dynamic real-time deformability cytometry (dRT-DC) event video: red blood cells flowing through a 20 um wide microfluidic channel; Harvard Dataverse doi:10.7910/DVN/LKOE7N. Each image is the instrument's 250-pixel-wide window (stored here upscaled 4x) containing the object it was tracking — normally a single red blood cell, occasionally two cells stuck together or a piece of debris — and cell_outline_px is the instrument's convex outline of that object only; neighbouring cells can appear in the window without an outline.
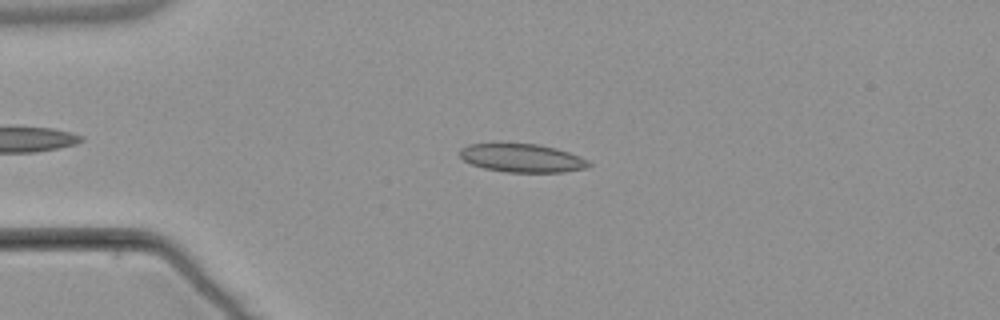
{"species": "common noctule bat (a hibernating species)", "species_latin": "Nyctalus noctula", "temperature_condition": "warm", "stored_images_in_passage": 50, "camera_frame_rate_fps": 3000, "um_per_image_px": 0.085, "animal": {"sex": "male", "body_mass_g": 21.5, "forearm_length_mm": 52.0}, "frame": {"image": 1, "passage_image": 14, "time_ms": 4.333, "image_size_px": [1000, 320], "cell_outline_px": [[592, 164], [588, 168], [564, 172], [508, 172], [484, 168], [472, 164], [464, 160], [460, 156], [460, 148], [468, 144], [500, 140], [540, 144], [556, 148], [580, 156], [588, 160]], "centroid_in_image_um": [44.34, 13.38], "position_along_channel_um": 40.7, "area_um2": 22.31}}
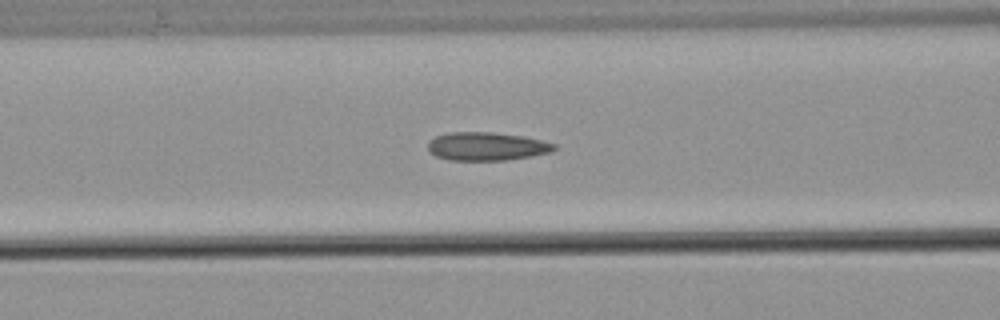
{"frame": {"image": 2, "passage_image": 23, "time_ms": 7.333, "image_size_px": [1000, 320], "cell_outline_px": [[556, 148], [552, 152], [532, 156], [508, 160], [448, 160], [436, 156], [428, 152], [428, 140], [436, 136], [448, 132], [492, 132], [524, 136], [556, 144]], "centroid_in_image_um": [41.35, 12.44], "position_along_channel_um": 125.3, "area_um2": 21.04}}
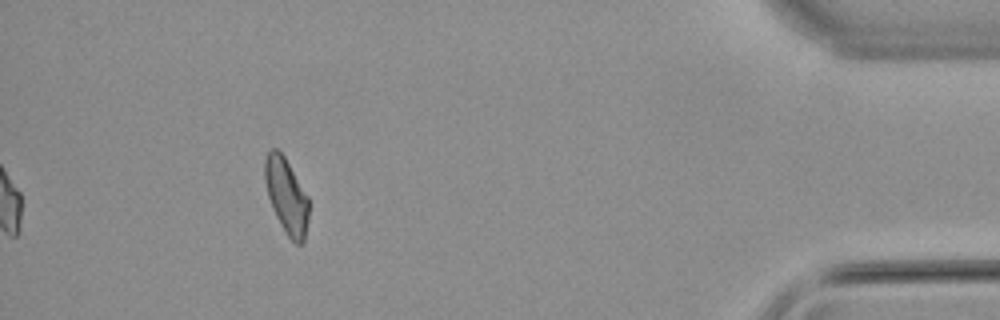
{"frame": {"image": 3, "passage_image": 50, "time_ms": 16.333, "image_size_px": [1000, 320], "cell_outline_px": [[308, 220], [304, 244], [296, 244], [288, 236], [280, 224], [272, 208], [268, 196], [264, 180], [264, 160], [268, 152], [272, 148], [276, 148], [284, 156], [308, 196]], "centroid_in_image_um": [24.34, 16.66], "position_along_channel_um": 410.9, "area_um2": 19.31}, "authors_computed_cell_mechanics": {"area_um2": 20.6346, "velocity_mm_per_s": 3.8164, "shape_relaxation_time_tau1_ms": null, "shape_relaxation_time_tau2_ms": 2.7134, "deformation_change_tau1": null, "deformation_change_tau2": 0.088}}